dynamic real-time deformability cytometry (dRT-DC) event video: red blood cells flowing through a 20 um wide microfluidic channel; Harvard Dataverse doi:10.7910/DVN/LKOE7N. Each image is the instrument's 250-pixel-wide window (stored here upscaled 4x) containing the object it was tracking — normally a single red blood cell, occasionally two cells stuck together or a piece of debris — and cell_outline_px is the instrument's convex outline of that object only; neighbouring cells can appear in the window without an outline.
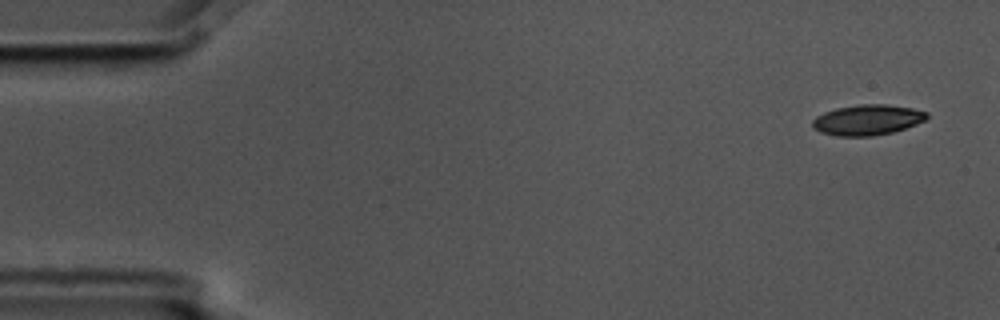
{"species": "common noctule bat (a hibernating species)", "species_latin": "Nyctalus noctula", "temperature_condition": "cold", "stored_images_in_passage": 4, "camera_frame_rate_fps": 3000, "um_per_image_px": 0.085, "animal": {"sex": "male", "body_mass_g": 17.5, "forearm_length_mm": 52.3}, "frame": {"image": 1, "passage_image": 1, "time_ms": 0.0, "image_size_px": [1000, 320], "cell_outline_px": [[928, 116], [924, 120], [916, 124], [892, 132], [872, 136], [836, 136], [820, 132], [812, 128], [812, 120], [816, 116], [824, 112], [836, 108], [860, 104], [888, 104], [912, 108], [928, 112]], "centroid_in_image_um": [73.7, 10.19], "position_along_channel_um": 11.3, "area_um2": 20.35}}